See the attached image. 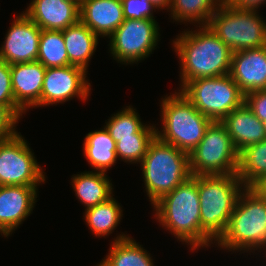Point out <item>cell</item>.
<instances>
[{"label": "cell", "instance_id": "obj_1", "mask_svg": "<svg viewBox=\"0 0 266 266\" xmlns=\"http://www.w3.org/2000/svg\"><path fill=\"white\" fill-rule=\"evenodd\" d=\"M187 29L172 41L179 57L180 90L198 78L218 77L230 73L232 51L208 26Z\"/></svg>", "mask_w": 266, "mask_h": 266}, {"label": "cell", "instance_id": "obj_2", "mask_svg": "<svg viewBox=\"0 0 266 266\" xmlns=\"http://www.w3.org/2000/svg\"><path fill=\"white\" fill-rule=\"evenodd\" d=\"M152 206L153 216L159 225L174 235L177 241L190 246L192 252L215 244L201 228L197 176H191Z\"/></svg>", "mask_w": 266, "mask_h": 266}, {"label": "cell", "instance_id": "obj_3", "mask_svg": "<svg viewBox=\"0 0 266 266\" xmlns=\"http://www.w3.org/2000/svg\"><path fill=\"white\" fill-rule=\"evenodd\" d=\"M215 246L250 255L266 250V197L258 189L245 187L240 193L225 233Z\"/></svg>", "mask_w": 266, "mask_h": 266}, {"label": "cell", "instance_id": "obj_4", "mask_svg": "<svg viewBox=\"0 0 266 266\" xmlns=\"http://www.w3.org/2000/svg\"><path fill=\"white\" fill-rule=\"evenodd\" d=\"M202 230L216 243L225 233L244 184L236 174L198 175Z\"/></svg>", "mask_w": 266, "mask_h": 266}, {"label": "cell", "instance_id": "obj_5", "mask_svg": "<svg viewBox=\"0 0 266 266\" xmlns=\"http://www.w3.org/2000/svg\"><path fill=\"white\" fill-rule=\"evenodd\" d=\"M139 164L151 206L192 176L189 154L157 137Z\"/></svg>", "mask_w": 266, "mask_h": 266}, {"label": "cell", "instance_id": "obj_6", "mask_svg": "<svg viewBox=\"0 0 266 266\" xmlns=\"http://www.w3.org/2000/svg\"><path fill=\"white\" fill-rule=\"evenodd\" d=\"M160 104L162 128L159 130L156 126V137L190 154L213 121L200 113L179 90L165 95Z\"/></svg>", "mask_w": 266, "mask_h": 266}, {"label": "cell", "instance_id": "obj_7", "mask_svg": "<svg viewBox=\"0 0 266 266\" xmlns=\"http://www.w3.org/2000/svg\"><path fill=\"white\" fill-rule=\"evenodd\" d=\"M222 1L207 25L232 53L266 46V19Z\"/></svg>", "mask_w": 266, "mask_h": 266}, {"label": "cell", "instance_id": "obj_8", "mask_svg": "<svg viewBox=\"0 0 266 266\" xmlns=\"http://www.w3.org/2000/svg\"><path fill=\"white\" fill-rule=\"evenodd\" d=\"M179 91L212 121L220 122L245 102V95L229 74L189 81Z\"/></svg>", "mask_w": 266, "mask_h": 266}, {"label": "cell", "instance_id": "obj_9", "mask_svg": "<svg viewBox=\"0 0 266 266\" xmlns=\"http://www.w3.org/2000/svg\"><path fill=\"white\" fill-rule=\"evenodd\" d=\"M239 152L221 122L213 121L189 154L192 176L236 174Z\"/></svg>", "mask_w": 266, "mask_h": 266}, {"label": "cell", "instance_id": "obj_10", "mask_svg": "<svg viewBox=\"0 0 266 266\" xmlns=\"http://www.w3.org/2000/svg\"><path fill=\"white\" fill-rule=\"evenodd\" d=\"M160 27L153 19H124L109 39V52L120 64H137L149 57L158 46Z\"/></svg>", "mask_w": 266, "mask_h": 266}, {"label": "cell", "instance_id": "obj_11", "mask_svg": "<svg viewBox=\"0 0 266 266\" xmlns=\"http://www.w3.org/2000/svg\"><path fill=\"white\" fill-rule=\"evenodd\" d=\"M27 140L19 132L0 141V186H39L46 181Z\"/></svg>", "mask_w": 266, "mask_h": 266}, {"label": "cell", "instance_id": "obj_12", "mask_svg": "<svg viewBox=\"0 0 266 266\" xmlns=\"http://www.w3.org/2000/svg\"><path fill=\"white\" fill-rule=\"evenodd\" d=\"M87 73L84 69L72 65L46 68L40 107L64 104L74 97L84 102L88 100L92 89Z\"/></svg>", "mask_w": 266, "mask_h": 266}, {"label": "cell", "instance_id": "obj_13", "mask_svg": "<svg viewBox=\"0 0 266 266\" xmlns=\"http://www.w3.org/2000/svg\"><path fill=\"white\" fill-rule=\"evenodd\" d=\"M41 29L23 11L15 15L0 47V60L10 65L37 61Z\"/></svg>", "mask_w": 266, "mask_h": 266}, {"label": "cell", "instance_id": "obj_14", "mask_svg": "<svg viewBox=\"0 0 266 266\" xmlns=\"http://www.w3.org/2000/svg\"><path fill=\"white\" fill-rule=\"evenodd\" d=\"M38 186H0V234L9 237L27 218L37 202Z\"/></svg>", "mask_w": 266, "mask_h": 266}, {"label": "cell", "instance_id": "obj_15", "mask_svg": "<svg viewBox=\"0 0 266 266\" xmlns=\"http://www.w3.org/2000/svg\"><path fill=\"white\" fill-rule=\"evenodd\" d=\"M229 75L244 95L266 90V46L232 53Z\"/></svg>", "mask_w": 266, "mask_h": 266}, {"label": "cell", "instance_id": "obj_16", "mask_svg": "<svg viewBox=\"0 0 266 266\" xmlns=\"http://www.w3.org/2000/svg\"><path fill=\"white\" fill-rule=\"evenodd\" d=\"M45 72L46 68L39 61L11 65L14 99L24 114L31 108L40 107Z\"/></svg>", "mask_w": 266, "mask_h": 266}, {"label": "cell", "instance_id": "obj_17", "mask_svg": "<svg viewBox=\"0 0 266 266\" xmlns=\"http://www.w3.org/2000/svg\"><path fill=\"white\" fill-rule=\"evenodd\" d=\"M23 12L41 30H64L79 21L80 6L70 0H31Z\"/></svg>", "mask_w": 266, "mask_h": 266}, {"label": "cell", "instance_id": "obj_18", "mask_svg": "<svg viewBox=\"0 0 266 266\" xmlns=\"http://www.w3.org/2000/svg\"><path fill=\"white\" fill-rule=\"evenodd\" d=\"M79 20L98 37L107 39L124 22L121 0H82Z\"/></svg>", "mask_w": 266, "mask_h": 266}, {"label": "cell", "instance_id": "obj_19", "mask_svg": "<svg viewBox=\"0 0 266 266\" xmlns=\"http://www.w3.org/2000/svg\"><path fill=\"white\" fill-rule=\"evenodd\" d=\"M221 124L225 127L238 152L266 139V129L245 102L224 117Z\"/></svg>", "mask_w": 266, "mask_h": 266}, {"label": "cell", "instance_id": "obj_20", "mask_svg": "<svg viewBox=\"0 0 266 266\" xmlns=\"http://www.w3.org/2000/svg\"><path fill=\"white\" fill-rule=\"evenodd\" d=\"M107 173L84 171L72 175L70 181L76 198L84 204L85 210L99 205L114 196L112 179Z\"/></svg>", "mask_w": 266, "mask_h": 266}, {"label": "cell", "instance_id": "obj_21", "mask_svg": "<svg viewBox=\"0 0 266 266\" xmlns=\"http://www.w3.org/2000/svg\"><path fill=\"white\" fill-rule=\"evenodd\" d=\"M70 65L88 72L89 62L96 52L99 37L80 20L62 30Z\"/></svg>", "mask_w": 266, "mask_h": 266}, {"label": "cell", "instance_id": "obj_22", "mask_svg": "<svg viewBox=\"0 0 266 266\" xmlns=\"http://www.w3.org/2000/svg\"><path fill=\"white\" fill-rule=\"evenodd\" d=\"M126 234H116L109 253L95 266H155L150 252Z\"/></svg>", "mask_w": 266, "mask_h": 266}, {"label": "cell", "instance_id": "obj_23", "mask_svg": "<svg viewBox=\"0 0 266 266\" xmlns=\"http://www.w3.org/2000/svg\"><path fill=\"white\" fill-rule=\"evenodd\" d=\"M84 157L92 171L107 173L117 163L116 142L103 127L86 134L83 143Z\"/></svg>", "mask_w": 266, "mask_h": 266}, {"label": "cell", "instance_id": "obj_24", "mask_svg": "<svg viewBox=\"0 0 266 266\" xmlns=\"http://www.w3.org/2000/svg\"><path fill=\"white\" fill-rule=\"evenodd\" d=\"M236 175L245 187H256L266 178V139L239 152Z\"/></svg>", "mask_w": 266, "mask_h": 266}, {"label": "cell", "instance_id": "obj_25", "mask_svg": "<svg viewBox=\"0 0 266 266\" xmlns=\"http://www.w3.org/2000/svg\"><path fill=\"white\" fill-rule=\"evenodd\" d=\"M123 208L112 196L107 201L84 212V220L94 237H107L117 228L123 216Z\"/></svg>", "mask_w": 266, "mask_h": 266}, {"label": "cell", "instance_id": "obj_26", "mask_svg": "<svg viewBox=\"0 0 266 266\" xmlns=\"http://www.w3.org/2000/svg\"><path fill=\"white\" fill-rule=\"evenodd\" d=\"M223 0H172L168 12L173 22L207 26ZM195 24V25H194ZM198 24V25H197Z\"/></svg>", "mask_w": 266, "mask_h": 266}, {"label": "cell", "instance_id": "obj_27", "mask_svg": "<svg viewBox=\"0 0 266 266\" xmlns=\"http://www.w3.org/2000/svg\"><path fill=\"white\" fill-rule=\"evenodd\" d=\"M37 61L45 68L70 65L62 30H42Z\"/></svg>", "mask_w": 266, "mask_h": 266}, {"label": "cell", "instance_id": "obj_28", "mask_svg": "<svg viewBox=\"0 0 266 266\" xmlns=\"http://www.w3.org/2000/svg\"><path fill=\"white\" fill-rule=\"evenodd\" d=\"M156 137V124H146L134 137L119 138L116 142L118 160L128 164L140 163L147 153L150 143Z\"/></svg>", "mask_w": 266, "mask_h": 266}, {"label": "cell", "instance_id": "obj_29", "mask_svg": "<svg viewBox=\"0 0 266 266\" xmlns=\"http://www.w3.org/2000/svg\"><path fill=\"white\" fill-rule=\"evenodd\" d=\"M132 105L123 107L117 113L112 114L109 119L103 125L109 132L110 136L119 141V138L134 137L135 133H138L146 123H143L140 119V115Z\"/></svg>", "mask_w": 266, "mask_h": 266}, {"label": "cell", "instance_id": "obj_30", "mask_svg": "<svg viewBox=\"0 0 266 266\" xmlns=\"http://www.w3.org/2000/svg\"><path fill=\"white\" fill-rule=\"evenodd\" d=\"M0 104L8 105L20 118L23 112L16 106L12 90L11 65L0 60Z\"/></svg>", "mask_w": 266, "mask_h": 266}, {"label": "cell", "instance_id": "obj_31", "mask_svg": "<svg viewBox=\"0 0 266 266\" xmlns=\"http://www.w3.org/2000/svg\"><path fill=\"white\" fill-rule=\"evenodd\" d=\"M124 19H153L156 8L149 0H121Z\"/></svg>", "mask_w": 266, "mask_h": 266}, {"label": "cell", "instance_id": "obj_32", "mask_svg": "<svg viewBox=\"0 0 266 266\" xmlns=\"http://www.w3.org/2000/svg\"><path fill=\"white\" fill-rule=\"evenodd\" d=\"M19 120L21 118L8 105L0 104V141L19 133L16 130Z\"/></svg>", "mask_w": 266, "mask_h": 266}, {"label": "cell", "instance_id": "obj_33", "mask_svg": "<svg viewBox=\"0 0 266 266\" xmlns=\"http://www.w3.org/2000/svg\"><path fill=\"white\" fill-rule=\"evenodd\" d=\"M245 104L261 122L266 120V90H256L246 94Z\"/></svg>", "mask_w": 266, "mask_h": 266}, {"label": "cell", "instance_id": "obj_34", "mask_svg": "<svg viewBox=\"0 0 266 266\" xmlns=\"http://www.w3.org/2000/svg\"><path fill=\"white\" fill-rule=\"evenodd\" d=\"M231 6L243 9L260 11L261 5L266 4V0H225Z\"/></svg>", "mask_w": 266, "mask_h": 266}, {"label": "cell", "instance_id": "obj_35", "mask_svg": "<svg viewBox=\"0 0 266 266\" xmlns=\"http://www.w3.org/2000/svg\"><path fill=\"white\" fill-rule=\"evenodd\" d=\"M172 0H149V2L159 11V10H167L170 9Z\"/></svg>", "mask_w": 266, "mask_h": 266}, {"label": "cell", "instance_id": "obj_36", "mask_svg": "<svg viewBox=\"0 0 266 266\" xmlns=\"http://www.w3.org/2000/svg\"><path fill=\"white\" fill-rule=\"evenodd\" d=\"M266 197V178L256 187Z\"/></svg>", "mask_w": 266, "mask_h": 266}, {"label": "cell", "instance_id": "obj_37", "mask_svg": "<svg viewBox=\"0 0 266 266\" xmlns=\"http://www.w3.org/2000/svg\"><path fill=\"white\" fill-rule=\"evenodd\" d=\"M70 1H73V2L77 3L79 6H80V4L82 2V0H70Z\"/></svg>", "mask_w": 266, "mask_h": 266}, {"label": "cell", "instance_id": "obj_38", "mask_svg": "<svg viewBox=\"0 0 266 266\" xmlns=\"http://www.w3.org/2000/svg\"><path fill=\"white\" fill-rule=\"evenodd\" d=\"M263 124H264V127H265V129H266V120H265V121H263Z\"/></svg>", "mask_w": 266, "mask_h": 266}]
</instances>
